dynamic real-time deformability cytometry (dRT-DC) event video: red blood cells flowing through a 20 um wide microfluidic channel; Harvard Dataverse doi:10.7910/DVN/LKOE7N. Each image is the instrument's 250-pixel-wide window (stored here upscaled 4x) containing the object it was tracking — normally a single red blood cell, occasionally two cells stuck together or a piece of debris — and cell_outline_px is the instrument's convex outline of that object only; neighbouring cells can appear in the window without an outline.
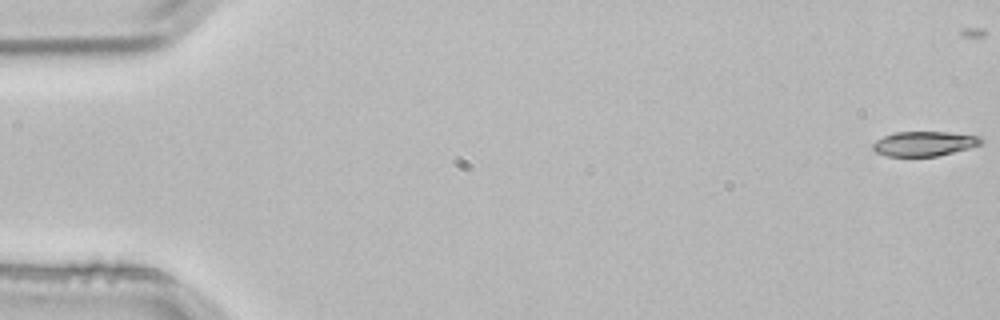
{"species": "common noctule bat (a hibernating species)", "species_latin": "Nyctalus noctula", "temperature_condition": "room temperature", "stored_images_in_passage": 3, "camera_frame_rate_fps": 3000, "um_per_image_px": 0.085, "animal": {"sex": "male", "body_mass_g": 21.5, "forearm_length_mm": 52.0}, "frame": {"image": 1, "passage_image": 1, "time_ms": 0.0, "image_size_px": [1000, 320], "cell_outline_px": [[984, 144], [936, 156], [888, 156], [876, 152], [872, 148], [872, 144], [876, 140], [884, 136], [896, 132], [948, 132], [980, 136], [984, 140]], "centroid_in_image_um": [78.58, 12.2], "position_along_channel_um": 6.4, "area_um2": 15.55}}